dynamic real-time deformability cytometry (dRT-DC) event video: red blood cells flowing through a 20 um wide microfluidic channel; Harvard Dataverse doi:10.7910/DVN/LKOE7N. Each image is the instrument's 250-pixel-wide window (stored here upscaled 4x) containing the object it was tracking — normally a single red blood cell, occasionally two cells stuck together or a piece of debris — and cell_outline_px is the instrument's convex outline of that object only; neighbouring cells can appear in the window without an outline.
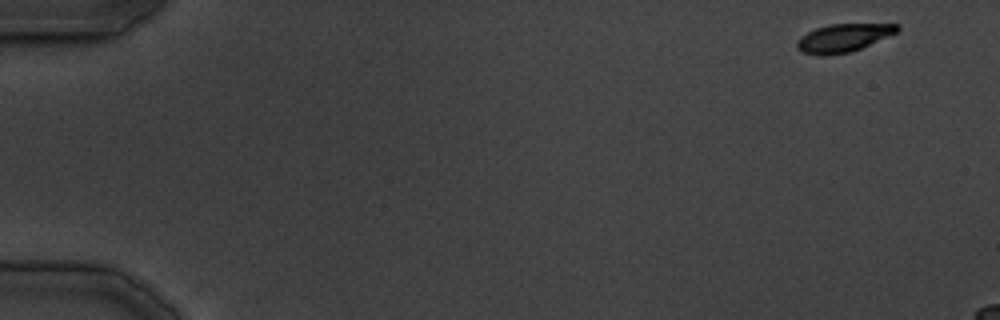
{"species": "common noctule bat (a hibernating species)", "species_latin": "Nyctalus noctula", "temperature_condition": "cold", "stored_images_in_passage": 14, "camera_frame_rate_fps": 3000, "um_per_image_px": 0.085, "animal": {"sex": "male", "body_mass_g": 19.5, "forearm_length_mm": 54.6}, "frame": {"image": 1, "passage_image": 1, "time_ms": 0.0, "image_size_px": [1000, 320], "cell_outline_px": [[900, 28], [896, 32], [860, 48], [848, 52], [824, 56], [820, 56], [804, 52], [796, 48], [796, 40], [800, 36], [816, 28], [828, 24], [900, 24]], "centroid_in_image_um": [71.63, 3.21], "position_along_channel_um": 13.4, "area_um2": 16.18}}